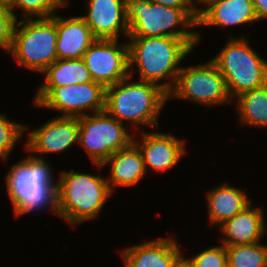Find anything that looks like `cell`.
Returning <instances> with one entry per match:
<instances>
[{"label": "cell", "instance_id": "obj_1", "mask_svg": "<svg viewBox=\"0 0 267 267\" xmlns=\"http://www.w3.org/2000/svg\"><path fill=\"white\" fill-rule=\"evenodd\" d=\"M129 76L133 78L137 64L139 81L151 82L161 86L169 93L181 70L180 62L189 56L191 50L199 43L198 39H181L174 37H128ZM133 70V71H132ZM169 79L168 82H159Z\"/></svg>", "mask_w": 267, "mask_h": 267}, {"label": "cell", "instance_id": "obj_2", "mask_svg": "<svg viewBox=\"0 0 267 267\" xmlns=\"http://www.w3.org/2000/svg\"><path fill=\"white\" fill-rule=\"evenodd\" d=\"M51 169L44 157L31 153L12 165L5 183L16 218L47 206L58 215V181H54Z\"/></svg>", "mask_w": 267, "mask_h": 267}, {"label": "cell", "instance_id": "obj_3", "mask_svg": "<svg viewBox=\"0 0 267 267\" xmlns=\"http://www.w3.org/2000/svg\"><path fill=\"white\" fill-rule=\"evenodd\" d=\"M131 76L106 88L105 110L119 122L137 126H159L158 115L168 101V93L158 84L130 82ZM155 126V127H154Z\"/></svg>", "mask_w": 267, "mask_h": 267}, {"label": "cell", "instance_id": "obj_4", "mask_svg": "<svg viewBox=\"0 0 267 267\" xmlns=\"http://www.w3.org/2000/svg\"><path fill=\"white\" fill-rule=\"evenodd\" d=\"M126 12L128 37L167 36L200 41V34L189 30L197 27L199 14L195 8L167 7L150 0H126Z\"/></svg>", "mask_w": 267, "mask_h": 267}, {"label": "cell", "instance_id": "obj_5", "mask_svg": "<svg viewBox=\"0 0 267 267\" xmlns=\"http://www.w3.org/2000/svg\"><path fill=\"white\" fill-rule=\"evenodd\" d=\"M57 180L58 215L76 226L97 218L113 194L107 178L88 173L63 171Z\"/></svg>", "mask_w": 267, "mask_h": 267}, {"label": "cell", "instance_id": "obj_6", "mask_svg": "<svg viewBox=\"0 0 267 267\" xmlns=\"http://www.w3.org/2000/svg\"><path fill=\"white\" fill-rule=\"evenodd\" d=\"M244 37H230L211 60L222 73L230 98L267 84V60ZM235 96V97H234Z\"/></svg>", "mask_w": 267, "mask_h": 267}, {"label": "cell", "instance_id": "obj_7", "mask_svg": "<svg viewBox=\"0 0 267 267\" xmlns=\"http://www.w3.org/2000/svg\"><path fill=\"white\" fill-rule=\"evenodd\" d=\"M56 43L57 14L48 18H21L16 20L9 53L25 69L42 73L58 60Z\"/></svg>", "mask_w": 267, "mask_h": 267}, {"label": "cell", "instance_id": "obj_8", "mask_svg": "<svg viewBox=\"0 0 267 267\" xmlns=\"http://www.w3.org/2000/svg\"><path fill=\"white\" fill-rule=\"evenodd\" d=\"M78 143L87 151L96 167L104 168L103 163L119 150L127 148L132 142L122 122L113 118L106 110L79 116Z\"/></svg>", "mask_w": 267, "mask_h": 267}, {"label": "cell", "instance_id": "obj_9", "mask_svg": "<svg viewBox=\"0 0 267 267\" xmlns=\"http://www.w3.org/2000/svg\"><path fill=\"white\" fill-rule=\"evenodd\" d=\"M194 101L203 106L225 105L233 100L227 91L225 79L212 60L195 66L182 67L168 100Z\"/></svg>", "mask_w": 267, "mask_h": 267}, {"label": "cell", "instance_id": "obj_10", "mask_svg": "<svg viewBox=\"0 0 267 267\" xmlns=\"http://www.w3.org/2000/svg\"><path fill=\"white\" fill-rule=\"evenodd\" d=\"M83 60L91 78L105 89L129 76L128 44L118 39H96Z\"/></svg>", "mask_w": 267, "mask_h": 267}, {"label": "cell", "instance_id": "obj_11", "mask_svg": "<svg viewBox=\"0 0 267 267\" xmlns=\"http://www.w3.org/2000/svg\"><path fill=\"white\" fill-rule=\"evenodd\" d=\"M106 89L95 81L53 88L36 106L62 112L61 116L79 117L85 111L105 110ZM91 109V110H90Z\"/></svg>", "mask_w": 267, "mask_h": 267}, {"label": "cell", "instance_id": "obj_12", "mask_svg": "<svg viewBox=\"0 0 267 267\" xmlns=\"http://www.w3.org/2000/svg\"><path fill=\"white\" fill-rule=\"evenodd\" d=\"M24 144L25 150L41 155L59 153L78 143V117L57 116L44 123L41 127L32 130Z\"/></svg>", "mask_w": 267, "mask_h": 267}, {"label": "cell", "instance_id": "obj_13", "mask_svg": "<svg viewBox=\"0 0 267 267\" xmlns=\"http://www.w3.org/2000/svg\"><path fill=\"white\" fill-rule=\"evenodd\" d=\"M87 6L81 17L96 39H118L120 32L128 37L126 0H87Z\"/></svg>", "mask_w": 267, "mask_h": 267}, {"label": "cell", "instance_id": "obj_14", "mask_svg": "<svg viewBox=\"0 0 267 267\" xmlns=\"http://www.w3.org/2000/svg\"><path fill=\"white\" fill-rule=\"evenodd\" d=\"M133 143L140 150L145 170L151 167L157 172L169 171L175 167L185 154V140L178 139L173 135L159 132H144L141 134V142L134 140Z\"/></svg>", "mask_w": 267, "mask_h": 267}, {"label": "cell", "instance_id": "obj_15", "mask_svg": "<svg viewBox=\"0 0 267 267\" xmlns=\"http://www.w3.org/2000/svg\"><path fill=\"white\" fill-rule=\"evenodd\" d=\"M120 251L125 267H173L183 256L176 239L158 238Z\"/></svg>", "mask_w": 267, "mask_h": 267}, {"label": "cell", "instance_id": "obj_16", "mask_svg": "<svg viewBox=\"0 0 267 267\" xmlns=\"http://www.w3.org/2000/svg\"><path fill=\"white\" fill-rule=\"evenodd\" d=\"M250 203L242 211L219 226L225 235L222 243L225 246L253 244L260 242L266 233V222L263 209L254 208Z\"/></svg>", "mask_w": 267, "mask_h": 267}, {"label": "cell", "instance_id": "obj_17", "mask_svg": "<svg viewBox=\"0 0 267 267\" xmlns=\"http://www.w3.org/2000/svg\"><path fill=\"white\" fill-rule=\"evenodd\" d=\"M258 21L253 0H215L199 13L197 26H235Z\"/></svg>", "mask_w": 267, "mask_h": 267}, {"label": "cell", "instance_id": "obj_18", "mask_svg": "<svg viewBox=\"0 0 267 267\" xmlns=\"http://www.w3.org/2000/svg\"><path fill=\"white\" fill-rule=\"evenodd\" d=\"M96 40L81 16L63 18L57 14L58 59L83 58L85 51Z\"/></svg>", "mask_w": 267, "mask_h": 267}, {"label": "cell", "instance_id": "obj_19", "mask_svg": "<svg viewBox=\"0 0 267 267\" xmlns=\"http://www.w3.org/2000/svg\"><path fill=\"white\" fill-rule=\"evenodd\" d=\"M43 73L45 82L37 88L34 105H37L55 87L93 81L83 58L58 59Z\"/></svg>", "mask_w": 267, "mask_h": 267}, {"label": "cell", "instance_id": "obj_20", "mask_svg": "<svg viewBox=\"0 0 267 267\" xmlns=\"http://www.w3.org/2000/svg\"><path fill=\"white\" fill-rule=\"evenodd\" d=\"M110 164V180L107 179L111 192L114 186H132L145 176L146 170L142 154L132 142L127 148L113 153L102 166Z\"/></svg>", "mask_w": 267, "mask_h": 267}, {"label": "cell", "instance_id": "obj_21", "mask_svg": "<svg viewBox=\"0 0 267 267\" xmlns=\"http://www.w3.org/2000/svg\"><path fill=\"white\" fill-rule=\"evenodd\" d=\"M206 193L208 216L212 226H220L251 203L245 190L225 183Z\"/></svg>", "mask_w": 267, "mask_h": 267}, {"label": "cell", "instance_id": "obj_22", "mask_svg": "<svg viewBox=\"0 0 267 267\" xmlns=\"http://www.w3.org/2000/svg\"><path fill=\"white\" fill-rule=\"evenodd\" d=\"M240 124L267 128V84L236 97Z\"/></svg>", "mask_w": 267, "mask_h": 267}, {"label": "cell", "instance_id": "obj_23", "mask_svg": "<svg viewBox=\"0 0 267 267\" xmlns=\"http://www.w3.org/2000/svg\"><path fill=\"white\" fill-rule=\"evenodd\" d=\"M228 267H267V246L260 242L226 246Z\"/></svg>", "mask_w": 267, "mask_h": 267}, {"label": "cell", "instance_id": "obj_24", "mask_svg": "<svg viewBox=\"0 0 267 267\" xmlns=\"http://www.w3.org/2000/svg\"><path fill=\"white\" fill-rule=\"evenodd\" d=\"M67 2L68 0H11L8 7L16 20H18L14 10L16 8L21 9L25 19L48 18L55 15L56 10L67 6Z\"/></svg>", "mask_w": 267, "mask_h": 267}, {"label": "cell", "instance_id": "obj_25", "mask_svg": "<svg viewBox=\"0 0 267 267\" xmlns=\"http://www.w3.org/2000/svg\"><path fill=\"white\" fill-rule=\"evenodd\" d=\"M29 128L26 125L11 121L6 115L0 113V157L7 161L14 145Z\"/></svg>", "mask_w": 267, "mask_h": 267}, {"label": "cell", "instance_id": "obj_26", "mask_svg": "<svg viewBox=\"0 0 267 267\" xmlns=\"http://www.w3.org/2000/svg\"><path fill=\"white\" fill-rule=\"evenodd\" d=\"M190 267H228L226 246L220 244L185 258Z\"/></svg>", "mask_w": 267, "mask_h": 267}, {"label": "cell", "instance_id": "obj_27", "mask_svg": "<svg viewBox=\"0 0 267 267\" xmlns=\"http://www.w3.org/2000/svg\"><path fill=\"white\" fill-rule=\"evenodd\" d=\"M16 19L8 6L0 4V48L10 52Z\"/></svg>", "mask_w": 267, "mask_h": 267}, {"label": "cell", "instance_id": "obj_28", "mask_svg": "<svg viewBox=\"0 0 267 267\" xmlns=\"http://www.w3.org/2000/svg\"><path fill=\"white\" fill-rule=\"evenodd\" d=\"M152 3L174 8H194L192 0H150Z\"/></svg>", "mask_w": 267, "mask_h": 267}, {"label": "cell", "instance_id": "obj_29", "mask_svg": "<svg viewBox=\"0 0 267 267\" xmlns=\"http://www.w3.org/2000/svg\"><path fill=\"white\" fill-rule=\"evenodd\" d=\"M257 19L267 18V0H253Z\"/></svg>", "mask_w": 267, "mask_h": 267}, {"label": "cell", "instance_id": "obj_30", "mask_svg": "<svg viewBox=\"0 0 267 267\" xmlns=\"http://www.w3.org/2000/svg\"><path fill=\"white\" fill-rule=\"evenodd\" d=\"M213 1H215V0H192V4H193V7L195 8L196 12L199 14L202 11V8L197 7V4L199 6L202 4L203 6L207 7Z\"/></svg>", "mask_w": 267, "mask_h": 267}, {"label": "cell", "instance_id": "obj_31", "mask_svg": "<svg viewBox=\"0 0 267 267\" xmlns=\"http://www.w3.org/2000/svg\"><path fill=\"white\" fill-rule=\"evenodd\" d=\"M173 267H190L189 263L182 256Z\"/></svg>", "mask_w": 267, "mask_h": 267}, {"label": "cell", "instance_id": "obj_32", "mask_svg": "<svg viewBox=\"0 0 267 267\" xmlns=\"http://www.w3.org/2000/svg\"><path fill=\"white\" fill-rule=\"evenodd\" d=\"M10 2H11V0H0V4L5 5V6H9Z\"/></svg>", "mask_w": 267, "mask_h": 267}]
</instances>
